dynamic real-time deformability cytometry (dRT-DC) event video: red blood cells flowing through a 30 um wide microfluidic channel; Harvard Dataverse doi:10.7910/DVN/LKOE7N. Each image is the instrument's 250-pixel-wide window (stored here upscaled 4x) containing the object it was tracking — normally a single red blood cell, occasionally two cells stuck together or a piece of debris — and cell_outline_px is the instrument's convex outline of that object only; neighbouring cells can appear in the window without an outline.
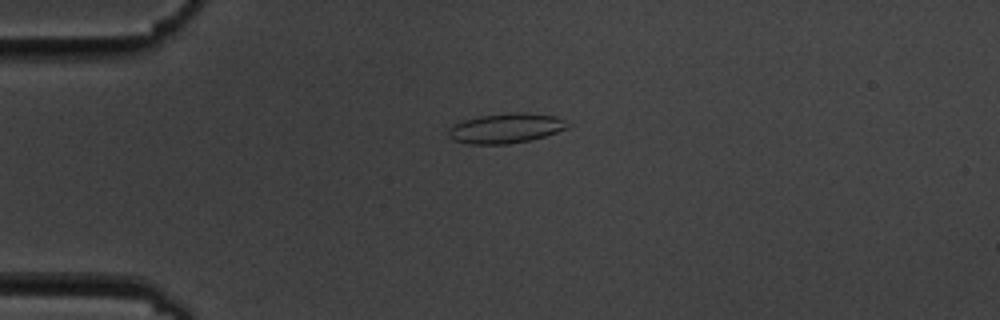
{"species": "common noctule bat (a hibernating species)", "species_latin": "Nyctalus noctula", "temperature_condition": "cold", "stored_images_in_passage": 6, "camera_frame_rate_fps": 3000, "um_per_image_px": 0.085, "animal": {"sex": "male", "body_mass_g": 19.5, "forearm_length_mm": 54.6}, "frame": {"image": 1, "passage_image": 4, "time_ms": 4.333, "image_size_px": [1000, 320], "cell_outline_px": [[572, 124], [568, 128], [532, 140], [508, 144], [468, 144], [452, 140], [448, 136], [448, 128], [452, 124], [464, 120], [480, 116], [516, 112], [524, 112], [556, 116]], "centroid_in_image_um": [42.99, 10.9], "position_along_channel_um": 42.0, "area_um2": 20.92}}
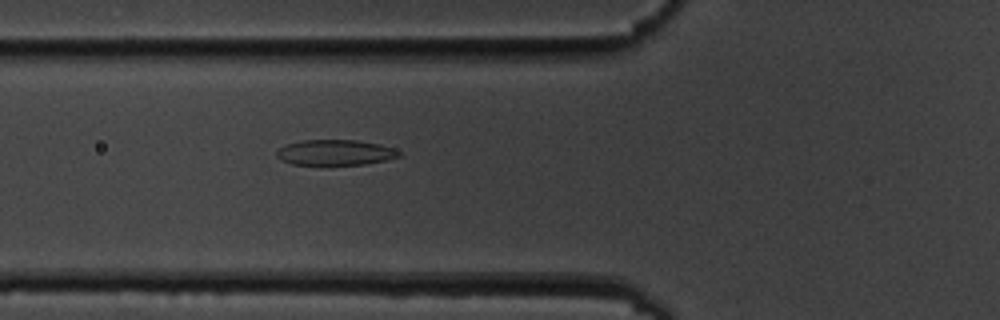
{"frame": {"image": 2, "passage_image": 6, "time_ms": 6.667, "image_size_px": [1000, 320], "cell_outline_px": [[400, 156], [384, 160], [364, 164], [324, 168], [320, 168], [292, 164], [280, 160], [276, 156], [276, 152], [284, 144], [304, 140], [356, 140], [380, 144], [392, 148], [400, 152]], "centroid_in_image_um": [28.41, 13.01], "position_along_channel_um": 97.4, "area_um2": 19.07}}